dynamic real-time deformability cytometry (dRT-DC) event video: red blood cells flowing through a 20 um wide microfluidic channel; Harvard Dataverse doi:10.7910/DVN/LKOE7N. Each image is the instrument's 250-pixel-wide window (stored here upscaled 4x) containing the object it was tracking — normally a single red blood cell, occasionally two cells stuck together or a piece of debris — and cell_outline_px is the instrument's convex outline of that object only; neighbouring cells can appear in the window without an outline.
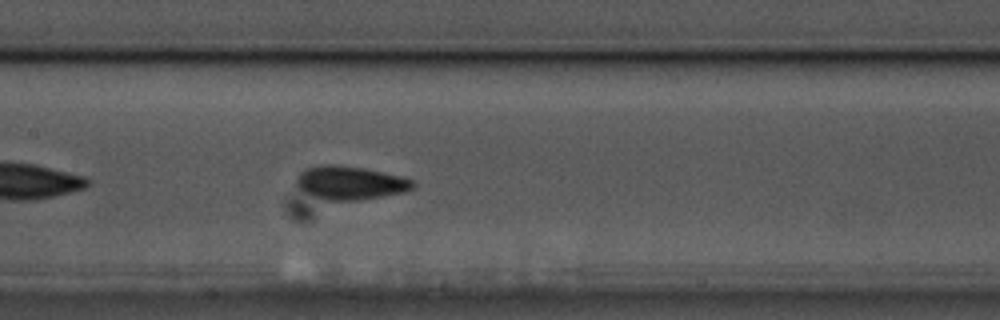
{"species": "common noctule bat (a hibernating species)", "species_latin": "Nyctalus noctula", "temperature_condition": "cold", "stored_images_in_passage": 16, "camera_frame_rate_fps": 3000, "um_per_image_px": 0.085, "animal": {"sex": "male", "body_mass_g": 17.5, "forearm_length_mm": 52.3}, "frame": {"image": 1, "passage_image": 12, "time_ms": 3.667, "image_size_px": [1000, 320], "cell_outline_px": [[416, 188], [404, 192], [356, 200], [324, 200], [300, 188], [296, 184], [296, 176], [304, 168], [324, 164], [336, 164], [364, 168], [400, 176], [416, 180]], "centroid_in_image_um": [29.8, 15.52], "position_along_channel_um": 177.6, "area_um2": 22.66}}